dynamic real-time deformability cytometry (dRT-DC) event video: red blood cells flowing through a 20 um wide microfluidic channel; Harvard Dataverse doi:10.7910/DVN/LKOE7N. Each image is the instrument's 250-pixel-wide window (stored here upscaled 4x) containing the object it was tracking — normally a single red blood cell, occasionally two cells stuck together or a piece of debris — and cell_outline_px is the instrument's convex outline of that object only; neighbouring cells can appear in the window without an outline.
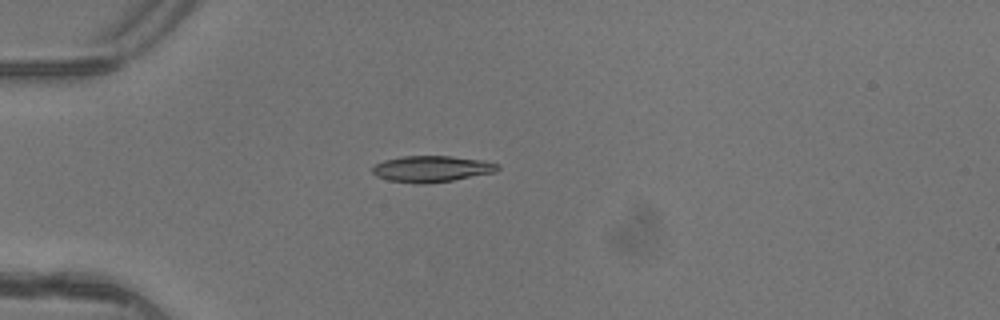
{"species": "common noctule bat (a hibernating species)", "species_latin": "Nyctalus noctula", "temperature_condition": "warm", "stored_images_in_passage": 3, "camera_frame_rate_fps": 3000, "um_per_image_px": 0.085, "animal": {"sex": "female"}, "frame": {"image": 1, "passage_image": 3, "time_ms": 0.667, "image_size_px": [1000, 320], "cell_outline_px": [[500, 168], [496, 172], [452, 180], [424, 184], [416, 184], [388, 180], [376, 176], [372, 172], [372, 168], [376, 164], [384, 160], [404, 156], [448, 156], [480, 160], [500, 164]], "centroid_in_image_um": [36.68, 14.36], "position_along_channel_um": 48.3, "area_um2": 19.07}}